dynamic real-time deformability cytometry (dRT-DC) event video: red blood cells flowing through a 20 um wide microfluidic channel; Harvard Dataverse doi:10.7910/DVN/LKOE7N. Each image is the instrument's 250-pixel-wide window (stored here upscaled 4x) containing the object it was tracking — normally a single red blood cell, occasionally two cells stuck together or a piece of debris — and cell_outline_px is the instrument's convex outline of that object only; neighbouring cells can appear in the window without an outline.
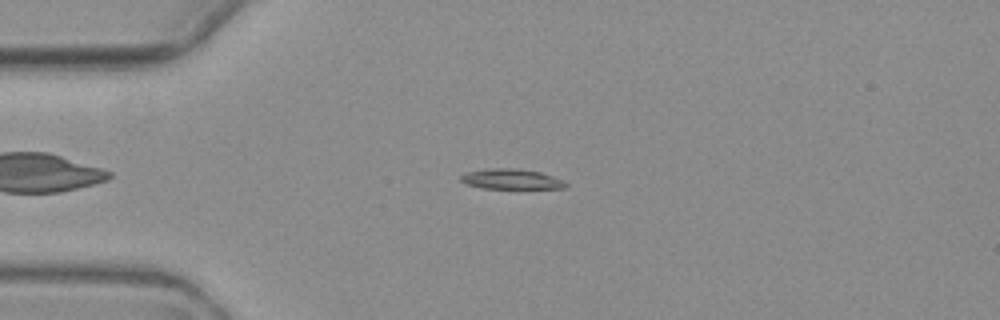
{"species": "common noctule bat (a hibernating species)", "species_latin": "Nyctalus noctula", "temperature_condition": "warm", "stored_images_in_passage": 5, "camera_frame_rate_fps": 3000, "um_per_image_px": 0.085, "animal": {"sex": "female", "body_mass_g": 19.3, "forearm_length_mm": 54.1}, "frame": {"image": 1, "passage_image": 4, "time_ms": 3.667, "image_size_px": [1000, 320], "cell_outline_px": [[568, 184], [564, 188], [480, 188], [464, 184], [460, 180], [460, 176], [468, 172], [488, 168], [516, 168], [540, 172], [552, 176]], "centroid_in_image_um": [43.39, 15.22], "position_along_channel_um": 41.6, "area_um2": 12.25}}